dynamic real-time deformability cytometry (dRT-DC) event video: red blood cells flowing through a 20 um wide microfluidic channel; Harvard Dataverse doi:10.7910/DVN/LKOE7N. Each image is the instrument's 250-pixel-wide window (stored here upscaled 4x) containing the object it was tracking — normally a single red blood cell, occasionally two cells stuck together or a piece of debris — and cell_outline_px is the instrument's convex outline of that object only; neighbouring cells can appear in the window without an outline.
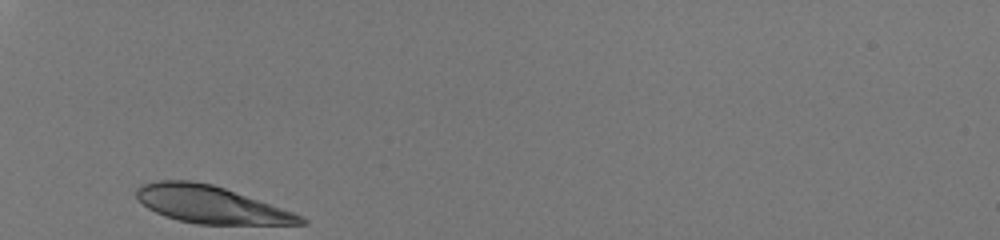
{"species": "human", "species_latin": "Homo sapiens", "temperature_condition": "room temperature", "stored_images_in_passage": 27, "camera_frame_rate_fps": 3000, "um_per_image_px": 0.085, "donor": {"sex": "male"}, "frame": {"image": 1, "passage_image": 1, "time_ms": 0.0, "image_size_px": [1000, 240], "cell_outline_px": [[308, 224], [196, 224], [164, 216], [148, 208], [136, 196], [136, 188], [144, 184], [156, 180], [192, 180], [212, 184], [224, 188], [304, 216], [308, 220]], "centroid_in_image_um": [17.92, 17.39], "position_along_channel_um": 67.1, "area_um2": 35.32}}
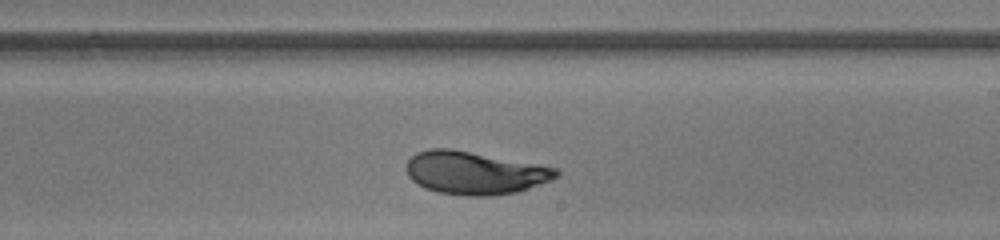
{"frame": {"image": 2, "passage_image": 16, "time_ms": 5.0, "image_size_px": [1000, 240], "cell_outline_px": [[560, 176], [552, 180], [516, 192], [488, 196], [468, 196], [436, 192], [424, 188], [412, 180], [408, 176], [404, 168], [408, 160], [416, 152], [428, 148], [452, 148], [536, 164], [556, 168], [560, 172]], "centroid_in_image_um": [40.31, 14.69], "position_along_channel_um": 248.7, "area_um2": 37.63}}
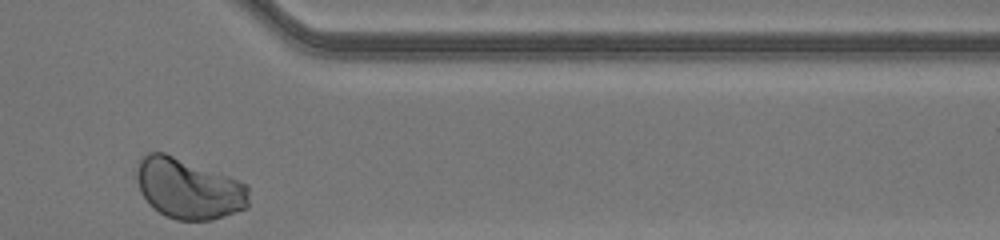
{"frame": {"image": 3, "passage_image": 27, "time_ms": 8.667, "image_size_px": [1000, 240], "cell_outline_px": [[248, 208], [212, 220], [176, 220], [164, 216], [152, 208], [148, 204], [140, 192], [136, 180], [136, 160], [140, 156], [148, 152], [164, 152], [240, 180], [248, 184]], "centroid_in_image_um": [15.99, 16.03], "position_along_channel_um": 395.4, "area_um2": 40.23}, "authors_computed_cell_mechanics": {"area_um2": 36.8764, "velocity_mm_per_s": 4.0614, "shape_relaxation_time_tau1_ms": 4.0925, "shape_relaxation_time_tau2_ms": null, "deformation_change_tau1": 0.1567, "deformation_change_tau2": null}}